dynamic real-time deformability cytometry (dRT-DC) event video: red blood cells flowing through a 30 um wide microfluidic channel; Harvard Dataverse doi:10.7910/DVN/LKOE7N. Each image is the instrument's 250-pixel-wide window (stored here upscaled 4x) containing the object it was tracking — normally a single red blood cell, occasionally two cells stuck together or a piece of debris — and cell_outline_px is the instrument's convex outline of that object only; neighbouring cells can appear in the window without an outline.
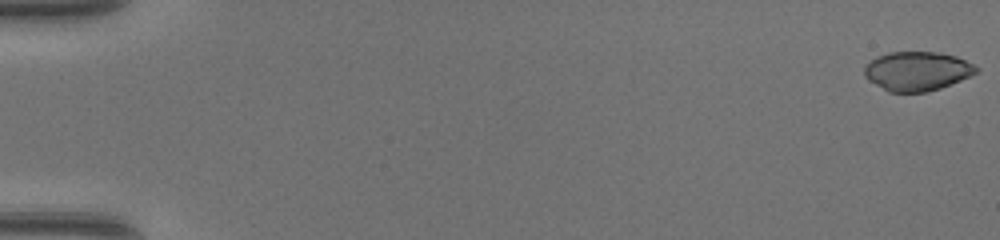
{"species": "common noctule bat (a hibernating species)", "species_latin": "Nyctalus noctula", "temperature_condition": "warm", "stored_images_in_passage": 48, "camera_frame_rate_fps": 3000, "um_per_image_px": 0.085, "animal": {"sex": "female", "body_mass_g": 17.0, "forearm_length_mm": 48.0}, "frame": {"image": 1, "passage_image": 1, "time_ms": 0.0, "image_size_px": [1000, 240], "cell_outline_px": [[980, 68], [976, 72], [960, 80], [940, 88], [924, 92], [888, 92], [868, 80], [864, 76], [864, 68], [876, 56], [888, 52], [940, 52], [956, 56]], "centroid_in_image_um": [77.93, 6.04], "position_along_channel_um": 7.1, "area_um2": 25.37}}
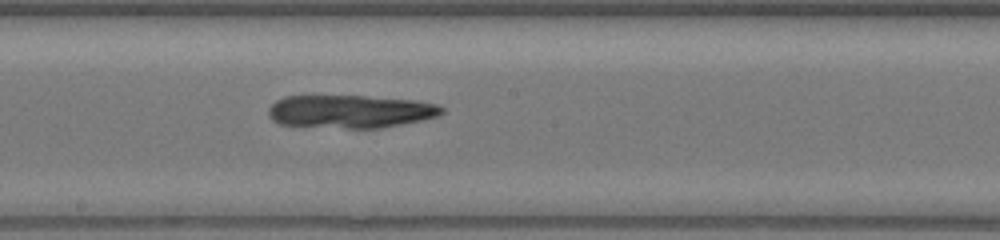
{"frame": {"image": 2, "passage_image": 28, "time_ms": 9.0, "image_size_px": [1000, 240], "cell_outline_px": [[444, 112], [436, 116], [420, 120], [380, 128], [348, 128], [280, 124], [272, 120], [268, 116], [268, 108], [276, 100], [284, 96], [364, 96], [416, 100], [436, 104], [444, 108]], "centroid_in_image_um": [29.75, 9.46], "position_along_channel_um": 218.5, "area_um2": 33.18}}
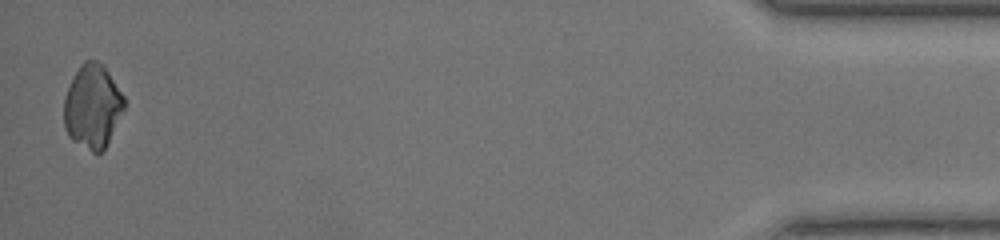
{"frame": {"image": 3, "passage_image": 48, "time_ms": 15.667, "image_size_px": [1000, 240], "cell_outline_px": [[124, 108], [104, 148], [100, 152], [92, 152], [72, 140], [68, 136], [64, 128], [64, 96], [72, 76], [80, 64], [84, 60], [96, 60], [104, 64], [124, 96]], "centroid_in_image_um": [7.83, 8.99], "position_along_channel_um": 427.4, "area_um2": 29.36}}